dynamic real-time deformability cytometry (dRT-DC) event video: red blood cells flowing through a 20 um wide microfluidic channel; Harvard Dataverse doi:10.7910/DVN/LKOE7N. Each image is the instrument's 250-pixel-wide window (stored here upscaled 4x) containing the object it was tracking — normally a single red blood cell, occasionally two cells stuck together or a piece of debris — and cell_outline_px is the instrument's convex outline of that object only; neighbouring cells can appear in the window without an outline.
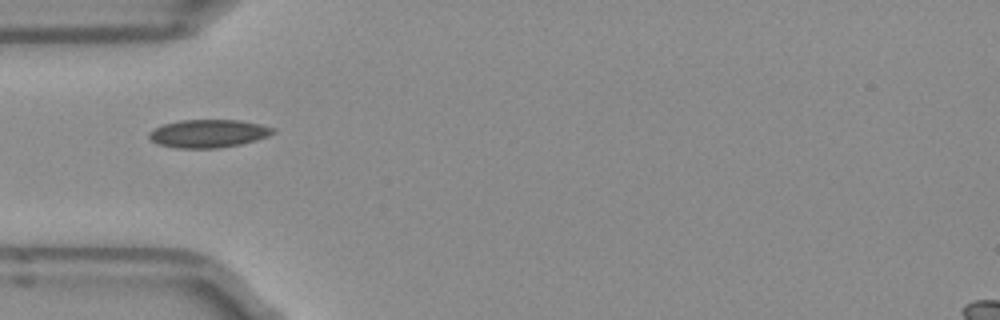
{"species": "Egyptian fruit bat (a non-hibernating species)", "species_latin": "Rousettus aegyptiacus", "temperature_condition": "room temperature", "stored_images_in_passage": 5, "camera_frame_rate_fps": 3000, "um_per_image_px": 0.085, "frame": {"image": 1, "passage_image": 1, "time_ms": 0.0, "image_size_px": [1000, 320], "cell_outline_px": [[276, 132], [268, 136], [256, 140], [240, 144], [216, 148], [176, 148], [156, 144], [148, 136], [148, 132], [152, 128], [164, 124], [180, 120], [240, 120], [260, 124], [276, 128]], "centroid_in_image_um": [17.7, 11.34], "position_along_channel_um": 67.3, "area_um2": 20.4}}
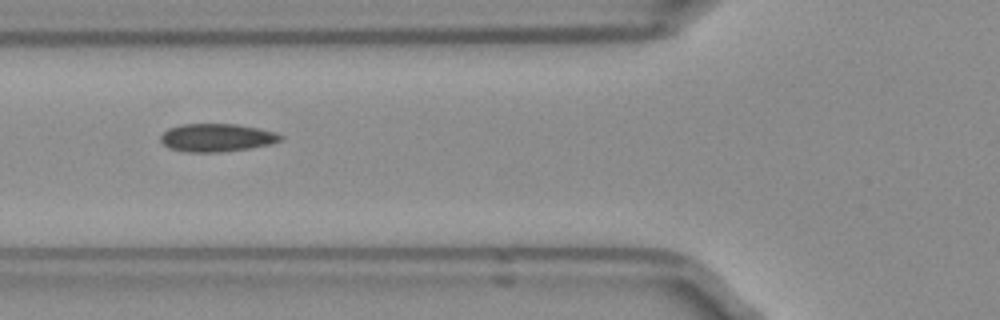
{"frame": {"image": 2, "passage_image": 2, "time_ms": 0.333, "image_size_px": [1000, 320], "cell_outline_px": [[284, 140], [268, 144], [248, 148], [220, 152], [184, 152], [168, 148], [160, 140], [160, 136], [168, 128], [180, 124], [236, 124], [260, 128], [276, 132], [284, 136]], "centroid_in_image_um": [18.42, 11.69], "position_along_channel_um": 107.4, "area_um2": 19.71}}